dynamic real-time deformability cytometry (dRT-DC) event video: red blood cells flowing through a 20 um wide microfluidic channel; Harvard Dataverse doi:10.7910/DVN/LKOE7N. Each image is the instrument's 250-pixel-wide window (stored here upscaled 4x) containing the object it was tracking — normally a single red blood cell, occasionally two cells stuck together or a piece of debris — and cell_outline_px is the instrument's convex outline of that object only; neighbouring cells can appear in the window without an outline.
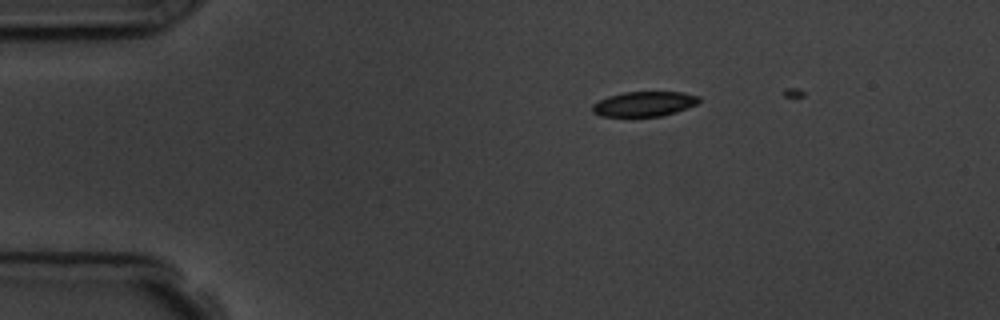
{"species": "common noctule bat (a hibernating species)", "species_latin": "Nyctalus noctula", "temperature_condition": "room temperature", "stored_images_in_passage": 8, "camera_frame_rate_fps": 3000, "um_per_image_px": 0.085, "animal": {"sex": "male", "body_mass_g": 19.5, "forearm_length_mm": 54.6}, "frame": {"image": 1, "passage_image": 7, "time_ms": 2.0, "image_size_px": [1000, 320], "cell_outline_px": [[700, 100], [696, 104], [688, 108], [676, 112], [660, 116], [600, 116], [592, 112], [592, 104], [608, 96], [624, 92], [684, 92], [700, 96]], "centroid_in_image_um": [54.76, 8.83], "position_along_channel_um": 30.2, "area_um2": 15.49}}